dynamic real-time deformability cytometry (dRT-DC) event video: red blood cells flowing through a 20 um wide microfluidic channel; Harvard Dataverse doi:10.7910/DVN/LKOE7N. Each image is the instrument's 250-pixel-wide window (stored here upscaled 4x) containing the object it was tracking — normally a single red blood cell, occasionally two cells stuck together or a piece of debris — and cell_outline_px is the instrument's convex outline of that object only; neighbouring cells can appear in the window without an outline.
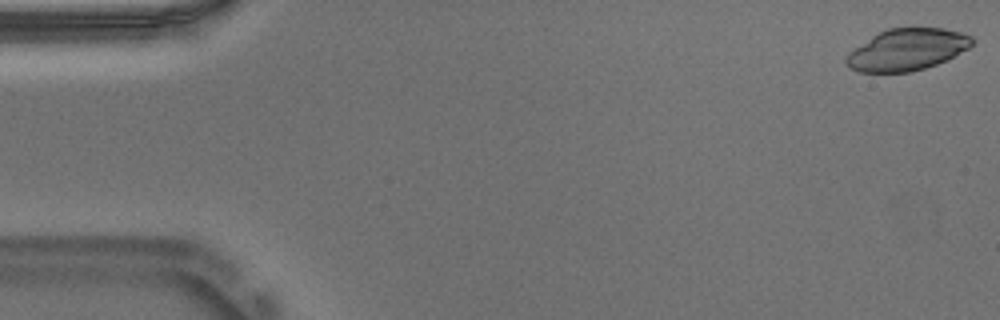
{"species": "Egyptian fruit bat (a non-hibernating species)", "species_latin": "Rousettus aegyptiacus", "temperature_condition": "warm", "stored_images_in_passage": 54, "camera_frame_rate_fps": 3000, "um_per_image_px": 0.085, "animal": {"sex": "male"}, "frame": {"image": 1, "passage_image": 1, "time_ms": 0.0, "image_size_px": [1000, 320], "cell_outline_px": [[972, 44], [968, 48], [936, 64], [912, 72], [860, 72], [848, 68], [844, 60], [844, 56], [848, 52], [872, 36], [888, 28], [944, 28], [960, 32], [972, 36]], "centroid_in_image_um": [77.04, 4.22], "position_along_channel_um": 8.0, "area_um2": 30.4}}